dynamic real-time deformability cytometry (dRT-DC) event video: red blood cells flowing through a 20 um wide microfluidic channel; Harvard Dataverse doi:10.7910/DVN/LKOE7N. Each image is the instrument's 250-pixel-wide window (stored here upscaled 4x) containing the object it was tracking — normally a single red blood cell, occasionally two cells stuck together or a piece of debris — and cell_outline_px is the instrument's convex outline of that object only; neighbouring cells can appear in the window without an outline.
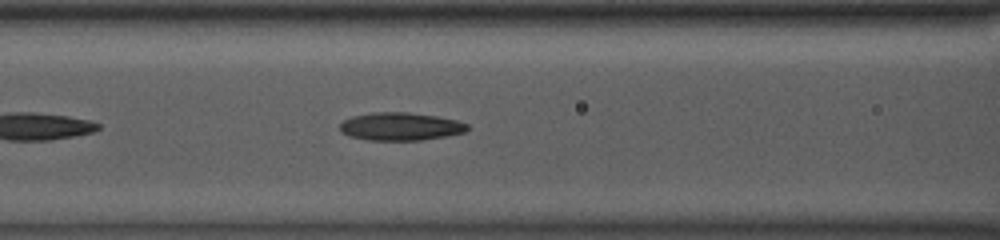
{"species": "common noctule bat (a hibernating species)", "species_latin": "Nyctalus noctula", "temperature_condition": "room temperature", "stored_images_in_passage": 25, "camera_frame_rate_fps": 3000, "um_per_image_px": 0.085, "animal": {"sex": "male", "body_mass_g": 13.0, "forearm_length_mm": 53.1}, "frame": {"image": 1, "passage_image": 8, "time_ms": 2.333, "image_size_px": [1000, 240], "cell_outline_px": [[468, 128], [464, 132], [444, 136], [420, 140], [368, 140], [348, 136], [340, 132], [340, 124], [344, 120], [352, 116], [376, 112], [408, 112], [436, 116], [456, 120], [468, 124]], "centroid_in_image_um": [34.0, 10.75], "position_along_channel_um": 132.6, "area_um2": 20.63}}
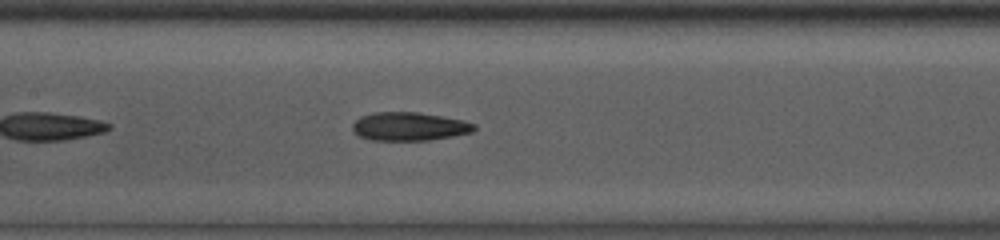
{"frame": {"image": 2, "passage_image": 11, "time_ms": 3.333, "image_size_px": [1000, 240], "cell_outline_px": [[476, 128], [472, 132], [452, 136], [428, 140], [372, 140], [360, 136], [352, 128], [352, 124], [360, 116], [372, 112], [420, 112], [464, 120], [476, 124]], "centroid_in_image_um": [34.8, 10.73], "position_along_channel_um": 172.6, "area_um2": 20.17}}